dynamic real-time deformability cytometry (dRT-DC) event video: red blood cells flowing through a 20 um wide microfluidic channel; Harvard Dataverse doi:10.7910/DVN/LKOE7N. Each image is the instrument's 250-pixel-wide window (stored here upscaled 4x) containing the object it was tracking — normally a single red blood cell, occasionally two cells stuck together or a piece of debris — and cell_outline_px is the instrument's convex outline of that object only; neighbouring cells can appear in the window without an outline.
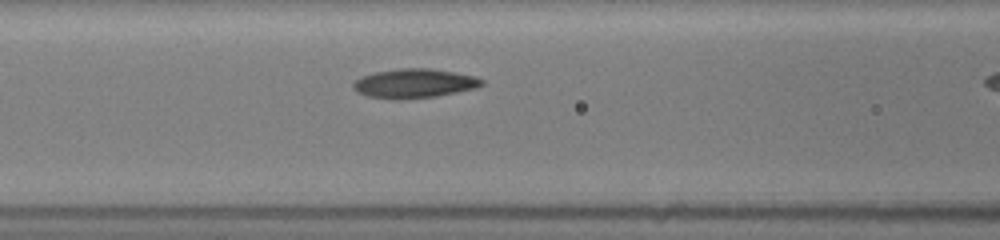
{"species": "common noctule bat (a hibernating species)", "species_latin": "Nyctalus noctula", "temperature_condition": "room temperature", "stored_images_in_passage": 5, "camera_frame_rate_fps": 3000, "um_per_image_px": 0.085, "animal": {"sex": "female", "body_mass_g": 19.5, "forearm_length_mm": 54.1}, "frame": {"image": 1, "passage_image": 4, "time_ms": 2.0, "image_size_px": [1000, 240], "cell_outline_px": [[484, 84], [476, 88], [436, 96], [404, 100], [392, 100], [368, 96], [356, 92], [352, 88], [352, 84], [356, 80], [364, 76], [376, 72], [400, 68], [428, 68], [476, 76], [484, 80]], "centroid_in_image_um": [35.2, 7.1], "position_along_channel_um": 131.4, "area_um2": 21.96}}